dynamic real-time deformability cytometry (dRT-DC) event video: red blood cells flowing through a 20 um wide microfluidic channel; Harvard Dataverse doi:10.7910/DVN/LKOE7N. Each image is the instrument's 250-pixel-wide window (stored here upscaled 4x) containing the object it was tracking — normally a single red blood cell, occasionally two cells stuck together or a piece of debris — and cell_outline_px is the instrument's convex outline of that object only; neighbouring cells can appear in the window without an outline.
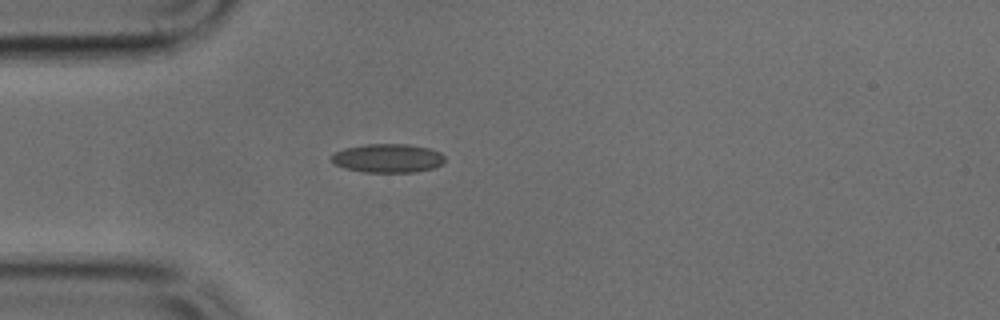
{"species": "common noctule bat (a hibernating species)", "species_latin": "Nyctalus noctula", "temperature_condition": "cold", "stored_images_in_passage": 36, "camera_frame_rate_fps": 3000, "um_per_image_px": 0.085, "animal": {"sex": "male", "body_mass_g": 17.9, "forearm_length_mm": 54.2}, "frame": {"image": 1, "passage_image": 1, "time_ms": 0.0, "image_size_px": [1000, 320], "cell_outline_px": [[444, 164], [432, 168], [416, 172], [364, 172], [344, 168], [336, 164], [332, 160], [332, 156], [336, 152], [344, 148], [368, 144], [408, 144], [428, 148], [440, 152], [444, 156]], "centroid_in_image_um": [32.99, 13.45], "position_along_channel_um": 52.0, "area_um2": 18.9}}
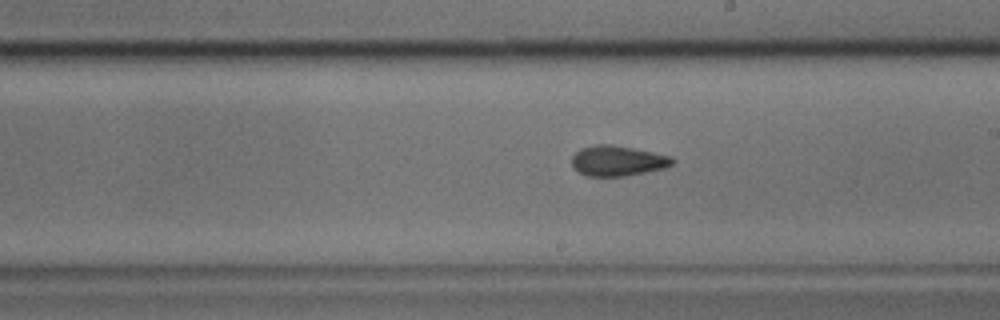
{"frame": {"image": 2, "passage_image": 15, "time_ms": 4.667, "image_size_px": [1000, 320], "cell_outline_px": [[676, 160], [672, 164], [664, 168], [624, 176], [584, 176], [572, 168], [572, 156], [580, 148], [600, 144], [612, 144], [672, 156]], "centroid_in_image_um": [52.47, 13.67], "position_along_channel_um": 236.5, "area_um2": 17.8}}
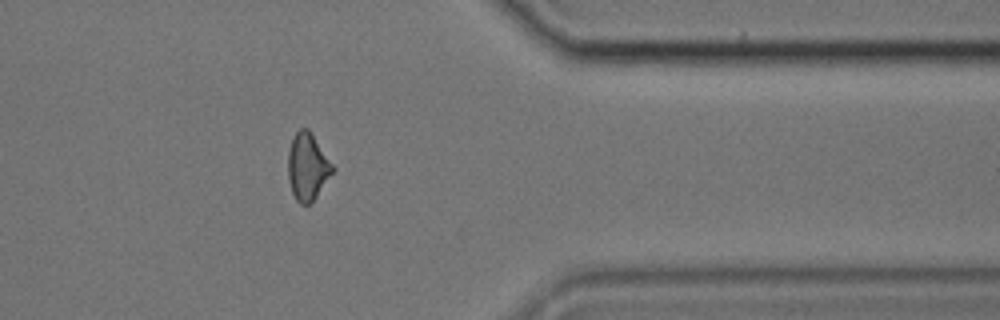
{"frame": {"image": 3, "passage_image": 27, "time_ms": 8.667, "image_size_px": [1000, 320], "cell_outline_px": [[336, 168], [316, 196], [308, 204], [300, 204], [296, 200], [292, 192], [288, 180], [288, 152], [292, 140], [296, 132], [300, 128], [308, 128]], "centroid_in_image_um": [26.14, 14.16], "position_along_channel_um": 385.3, "area_um2": 17.28}}